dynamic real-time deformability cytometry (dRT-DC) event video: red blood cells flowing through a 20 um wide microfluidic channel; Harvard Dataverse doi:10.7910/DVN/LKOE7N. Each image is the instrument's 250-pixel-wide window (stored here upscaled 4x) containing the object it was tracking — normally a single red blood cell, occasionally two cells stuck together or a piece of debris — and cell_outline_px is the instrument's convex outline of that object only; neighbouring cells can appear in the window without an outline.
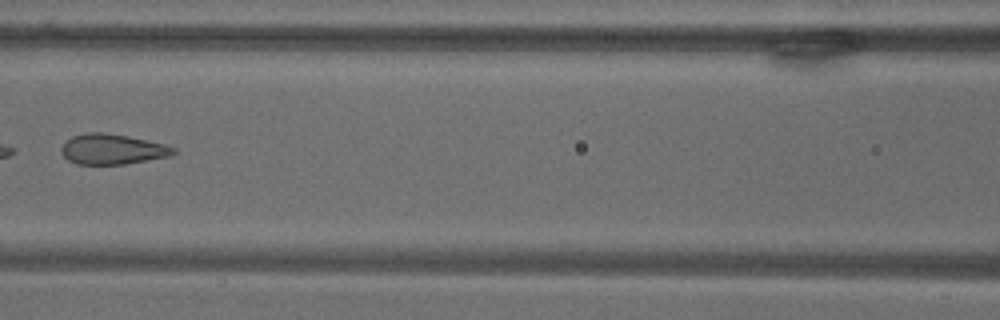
{"species": "common noctule bat (a hibernating species)", "species_latin": "Nyctalus noctula", "temperature_condition": "warm", "stored_images_in_passage": 9, "camera_frame_rate_fps": 3000, "um_per_image_px": 0.085, "animal": {"sex": "male", "body_mass_g": 18.8}, "frame": {"image": 1, "passage_image": 9, "time_ms": 9.667, "image_size_px": [1000, 320], "cell_outline_px": [[176, 152], [172, 156], [124, 164], [76, 164], [68, 160], [60, 152], [60, 148], [72, 136], [84, 132], [100, 132], [128, 136], [164, 144], [176, 148]], "centroid_in_image_um": [9.55, 12.68], "position_along_channel_um": 157.1, "area_um2": 19.83}}